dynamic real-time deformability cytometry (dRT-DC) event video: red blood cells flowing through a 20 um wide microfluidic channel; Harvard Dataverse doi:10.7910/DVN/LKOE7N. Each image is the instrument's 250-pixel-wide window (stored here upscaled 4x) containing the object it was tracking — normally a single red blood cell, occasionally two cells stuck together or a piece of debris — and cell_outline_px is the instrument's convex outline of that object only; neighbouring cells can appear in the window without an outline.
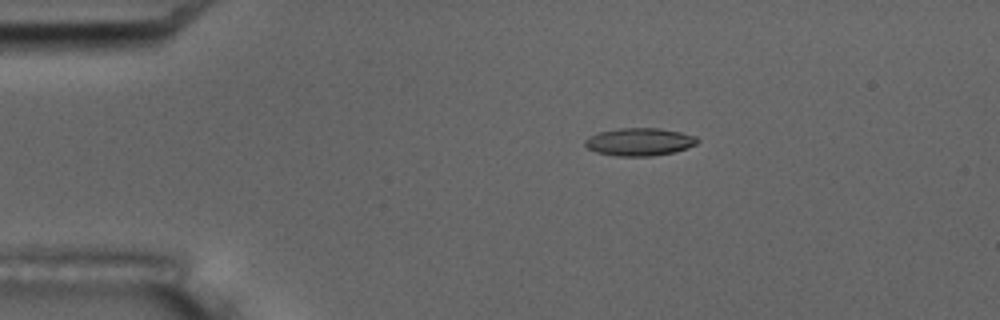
{"species": "common noctule bat (a hibernating species)", "species_latin": "Nyctalus noctula", "temperature_condition": "room temperature", "stored_images_in_passage": 6, "camera_frame_rate_fps": 3000, "um_per_image_px": 0.085, "animal": {"sex": "male", "body_mass_g": 17.5, "forearm_length_mm": 52.3}, "frame": {"image": 1, "passage_image": 3, "time_ms": 2.333, "image_size_px": [1000, 320], "cell_outline_px": [[700, 140], [696, 144], [688, 148], [676, 152], [652, 156], [616, 156], [596, 152], [588, 148], [584, 144], [584, 140], [588, 136], [600, 132], [620, 128], [660, 128], [680, 132], [696, 136]], "centroid_in_image_um": [54.37, 12.06], "position_along_channel_um": 30.6, "area_um2": 18.32}}
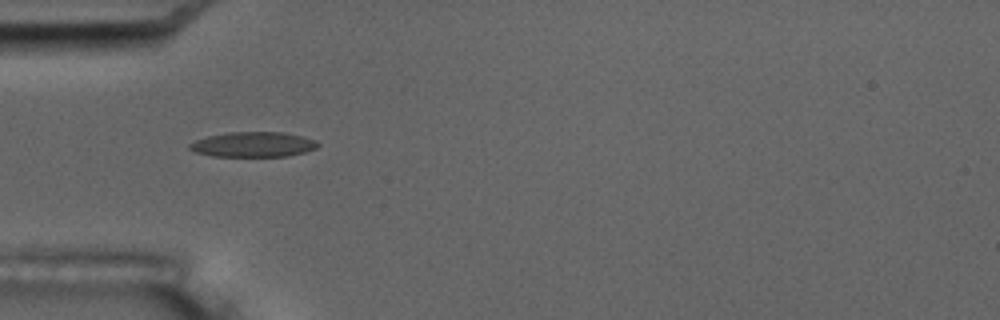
{"frame": {"image": 2, "passage_image": 5, "time_ms": 4.667, "image_size_px": [1000, 320], "cell_outline_px": [[320, 144], [316, 148], [304, 152], [288, 156], [212, 156], [196, 152], [188, 148], [188, 144], [196, 140], [208, 136], [228, 132], [284, 132], [316, 140]], "centroid_in_image_um": [21.52, 12.28], "position_along_channel_um": 63.5, "area_um2": 18.67}}